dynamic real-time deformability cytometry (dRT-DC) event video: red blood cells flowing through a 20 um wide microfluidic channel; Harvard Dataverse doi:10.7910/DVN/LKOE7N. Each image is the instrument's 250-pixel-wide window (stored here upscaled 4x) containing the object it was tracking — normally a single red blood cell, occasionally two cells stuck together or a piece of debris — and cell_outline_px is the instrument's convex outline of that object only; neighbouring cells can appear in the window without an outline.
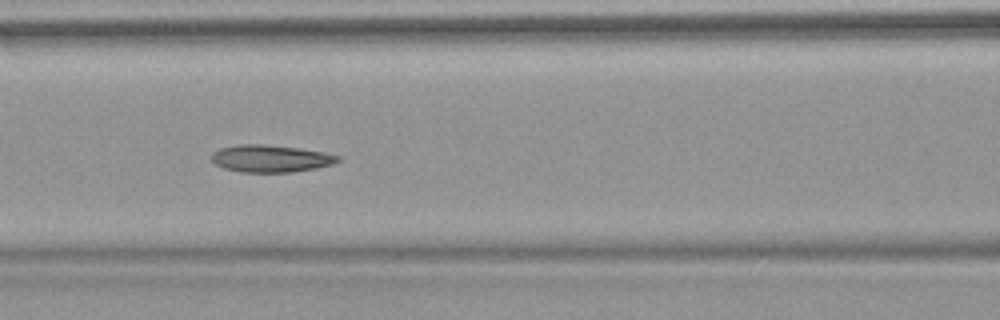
{"species": "common noctule bat (a hibernating species)", "species_latin": "Nyctalus noctula", "temperature_condition": "warm", "stored_images_in_passage": 11, "camera_frame_rate_fps": 3000, "um_per_image_px": 0.085, "animal": {"sex": "female", "body_mass_g": 18.4}, "frame": {"image": 1, "passage_image": 4, "time_ms": 3.667, "image_size_px": [1000, 320], "cell_outline_px": [[340, 160], [332, 164], [316, 168], [292, 172], [240, 172], [224, 168], [216, 164], [212, 160], [212, 152], [220, 148], [240, 144], [264, 144], [300, 148], [324, 152], [340, 156]], "centroid_in_image_um": [23.01, 13.47], "position_along_channel_um": 143.6, "area_um2": 20.06}}
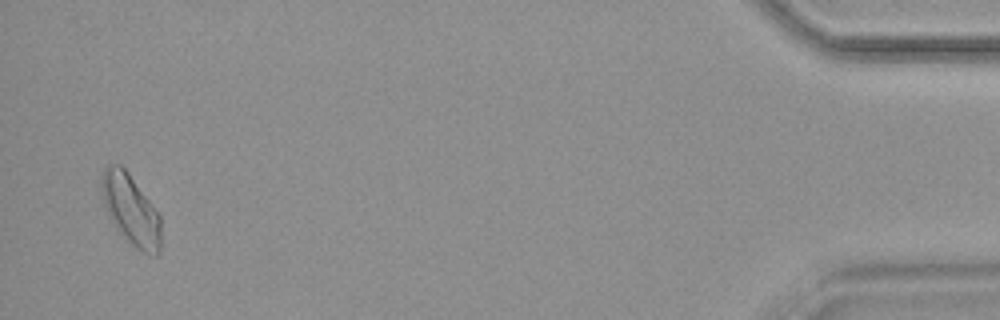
{"frame": {"image": 2, "passage_image": 11, "time_ms": 13.333, "image_size_px": [1000, 320], "cell_outline_px": [[160, 252], [156, 256], [144, 252], [136, 248], [116, 228], [104, 204], [100, 188], [100, 184], [104, 168], [108, 164], [120, 164], [128, 172], [160, 216]], "centroid_in_image_um": [11.1, 17.81], "position_along_channel_um": 424.1, "area_um2": 23.93}}